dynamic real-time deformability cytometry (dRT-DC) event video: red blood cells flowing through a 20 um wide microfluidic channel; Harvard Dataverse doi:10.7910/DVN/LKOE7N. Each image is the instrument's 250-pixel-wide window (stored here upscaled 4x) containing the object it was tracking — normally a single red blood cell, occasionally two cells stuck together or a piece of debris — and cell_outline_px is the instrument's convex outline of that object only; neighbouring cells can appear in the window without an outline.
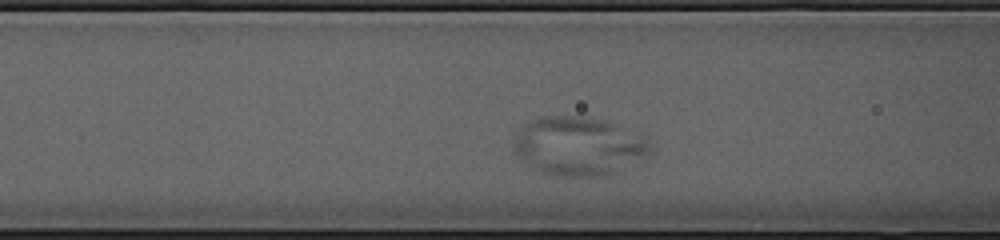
{"species": "common noctule bat (a hibernating species)", "species_latin": "Nyctalus noctula", "temperature_condition": "cold", "stored_images_in_passage": 30, "camera_frame_rate_fps": 3000, "um_per_image_px": 0.085, "animal": {"sex": "female", "body_mass_g": 23.0, "forearm_length_mm": 53.4}, "frame": {"image": 1, "passage_image": 8, "time_ms": 2.333, "image_size_px": [1000, 240], "cell_outline_px": [[652, 156], [608, 176], [556, 176], [540, 172], [532, 168], [520, 160], [512, 152], [512, 132], [524, 124], [532, 120], [544, 116], [584, 116], [604, 120], [644, 132], [652, 140]], "centroid_in_image_um": [49.23, 12.42], "position_along_channel_um": 117.4, "area_um2": 48.84}}
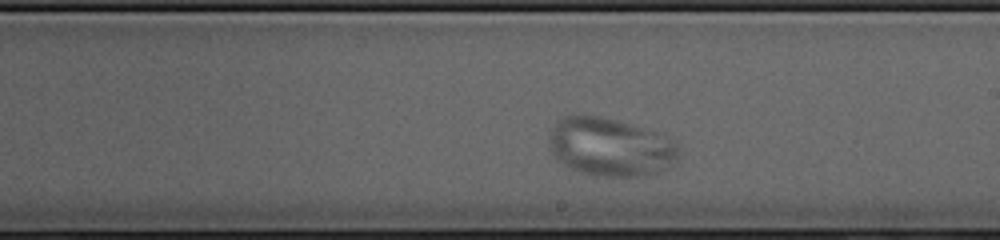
{"frame": {"image": 2, "passage_image": 18, "time_ms": 5.667, "image_size_px": [1000, 240], "cell_outline_px": [[680, 152], [676, 160], [656, 172], [644, 176], [596, 176], [580, 172], [568, 168], [552, 152], [548, 140], [552, 124], [556, 120], [564, 116], [600, 116], [616, 120], [660, 132], [676, 140]], "centroid_in_image_um": [51.88, 12.48], "position_along_channel_um": 237.1, "area_um2": 44.22}}
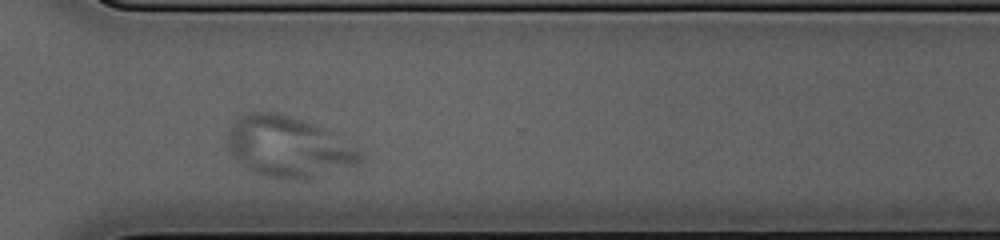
{"frame": {"image": 3, "passage_image": 27, "time_ms": 8.667, "image_size_px": [1000, 240], "cell_outline_px": [[364, 160], [356, 168], [316, 180], [280, 180], [264, 176], [252, 172], [244, 168], [236, 160], [228, 148], [228, 132], [236, 116], [244, 112], [280, 112], [304, 120], [324, 128], [360, 144], [364, 152]], "centroid_in_image_um": [24.67, 12.53], "position_along_channel_um": 345.9, "area_um2": 49.88}}